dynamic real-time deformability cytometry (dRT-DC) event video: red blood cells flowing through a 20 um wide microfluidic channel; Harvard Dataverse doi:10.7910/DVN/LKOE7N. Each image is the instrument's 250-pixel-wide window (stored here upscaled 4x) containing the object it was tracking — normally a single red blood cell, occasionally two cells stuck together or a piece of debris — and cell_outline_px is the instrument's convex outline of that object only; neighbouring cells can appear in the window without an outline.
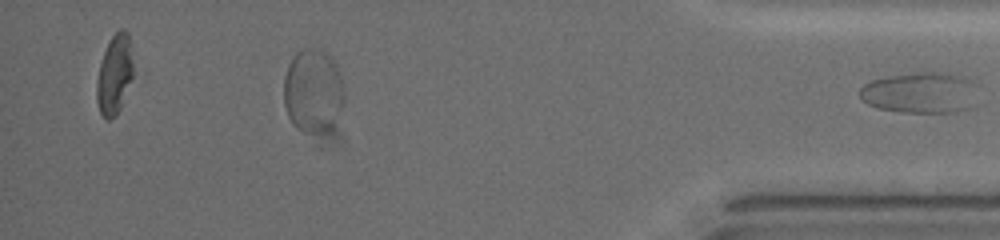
{"species": "common noctule bat (a hibernating species)", "species_latin": "Nyctalus noctula", "temperature_condition": "warm", "stored_images_in_passage": 42, "segment_of_instrument_passage": [2, 2], "camera_frame_rate_fps": 3000, "um_per_image_px": 0.085, "animal": {"sex": "female", "body_mass_g": 19.5, "forearm_length_mm": 54.1}, "frame": {"image": 1, "passage_image": 42, "time_ms": 13.667, "image_size_px": [1000, 240], "cell_outline_px": [[968, 108], [956, 112], [904, 112], [880, 108], [868, 104], [860, 96], [860, 88], [864, 84], [872, 80], [888, 76], [916, 72], [948, 72], [960, 76], [968, 80]], "centroid_in_image_um": [78.04, 7.86], "position_along_channel_um": 357.2, "area_um2": 26.88}}